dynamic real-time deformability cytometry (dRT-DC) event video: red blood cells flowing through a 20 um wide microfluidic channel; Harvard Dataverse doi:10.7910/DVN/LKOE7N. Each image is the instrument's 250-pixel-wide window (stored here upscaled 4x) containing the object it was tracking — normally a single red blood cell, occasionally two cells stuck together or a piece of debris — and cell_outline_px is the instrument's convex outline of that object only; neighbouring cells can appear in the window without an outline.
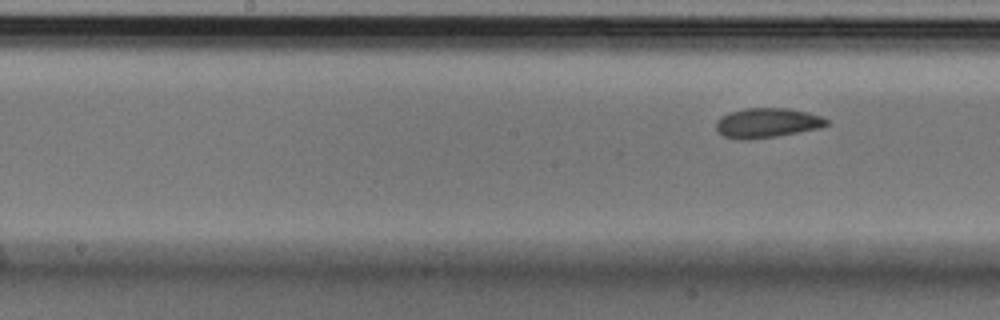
{"species": "Egyptian fruit bat (a non-hibernating species)", "species_latin": "Rousettus aegyptiacus", "temperature_condition": "cold", "stored_images_in_passage": 8, "segment_of_instrument_passage": [2, 2], "camera_frame_rate_fps": 3000, "um_per_image_px": 0.085, "animal": {"sex": "male"}, "frame": {"image": 1, "passage_image": 8, "time_ms": 2.333, "image_size_px": [1000, 320], "cell_outline_px": [[828, 124], [820, 128], [776, 136], [748, 140], [744, 140], [724, 136], [716, 132], [716, 120], [720, 116], [728, 112], [744, 108], [788, 108], [808, 112], [820, 116], [828, 120]], "centroid_in_image_um": [65.16, 10.44], "position_along_channel_um": 183.0, "area_um2": 19.25}}